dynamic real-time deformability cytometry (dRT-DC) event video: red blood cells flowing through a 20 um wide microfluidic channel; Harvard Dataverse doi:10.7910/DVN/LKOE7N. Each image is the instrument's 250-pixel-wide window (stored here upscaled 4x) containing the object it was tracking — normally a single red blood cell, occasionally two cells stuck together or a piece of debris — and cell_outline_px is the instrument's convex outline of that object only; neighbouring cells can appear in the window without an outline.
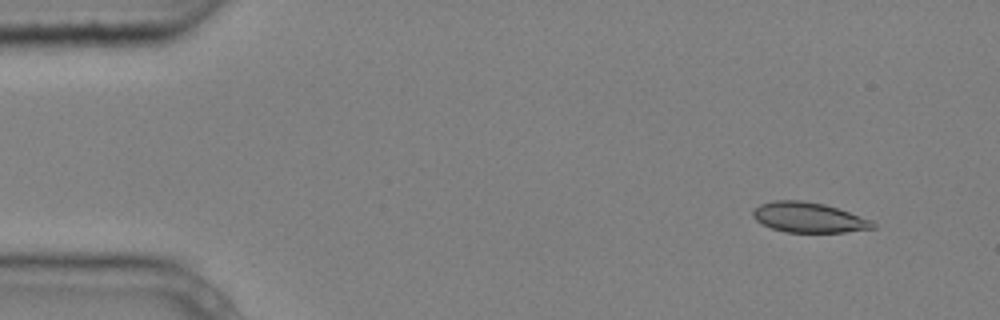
{"species": "common noctule bat (a hibernating species)", "species_latin": "Nyctalus noctula", "temperature_condition": "cold", "stored_images_in_passage": 3, "camera_frame_rate_fps": 3000, "um_per_image_px": 0.085, "animal": {"sex": "male", "body_mass_g": 20.4}, "frame": {"image": 1, "passage_image": 1, "time_ms": 0.0, "image_size_px": [1000, 320], "cell_outline_px": [[876, 228], [844, 232], [784, 232], [772, 228], [756, 220], [752, 216], [752, 212], [760, 204], [776, 200], [800, 200], [824, 204], [872, 220], [876, 224]], "centroid_in_image_um": [68.74, 18.49], "position_along_channel_um": 16.3, "area_um2": 20.87}}